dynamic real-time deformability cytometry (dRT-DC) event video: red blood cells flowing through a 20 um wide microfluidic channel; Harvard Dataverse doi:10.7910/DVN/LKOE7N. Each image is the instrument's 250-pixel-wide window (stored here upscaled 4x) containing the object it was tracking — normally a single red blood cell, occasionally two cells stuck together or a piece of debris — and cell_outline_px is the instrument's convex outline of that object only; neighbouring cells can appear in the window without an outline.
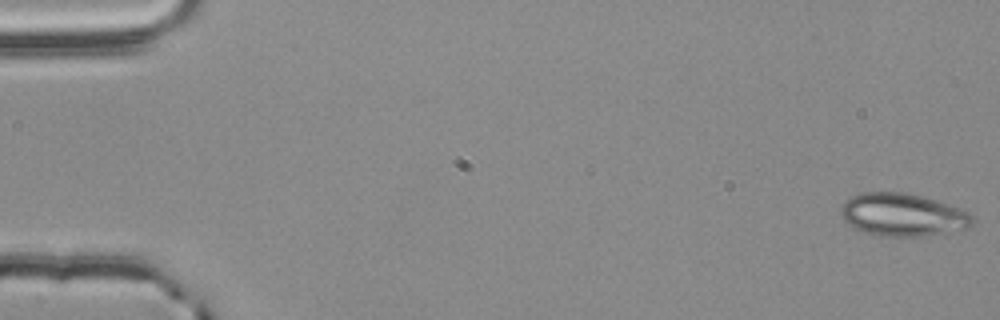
{"species": "common noctule bat (a hibernating species)", "species_latin": "Nyctalus noctula", "temperature_condition": "room temperature", "stored_images_in_passage": 56, "camera_frame_rate_fps": 3000, "um_per_image_px": 0.085, "animal": {"sex": "male", "body_mass_g": 20.4}, "frame": {"image": 1, "passage_image": 1, "time_ms": 0.0, "image_size_px": [1000, 320], "cell_outline_px": [[972, 224], [968, 228], [920, 236], [880, 236], [864, 232], [848, 224], [844, 220], [840, 212], [840, 204], [844, 200], [860, 192], [904, 192], [920, 196], [960, 208], [968, 212], [972, 216]], "centroid_in_image_um": [76.66, 18.24], "position_along_channel_um": 8.3, "area_um2": 32.6}}
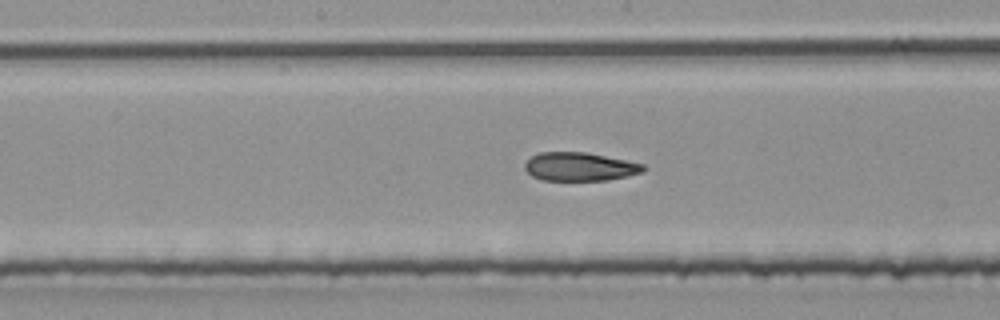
{"frame": {"image": 2, "passage_image": 29, "time_ms": 9.333, "image_size_px": [1000, 320], "cell_outline_px": [[644, 172], [608, 180], [540, 180], [532, 176], [524, 168], [524, 164], [532, 156], [540, 152], [588, 152], [644, 164]], "centroid_in_image_um": [49.27, 14.16], "position_along_channel_um": 198.9, "area_um2": 19.65}}
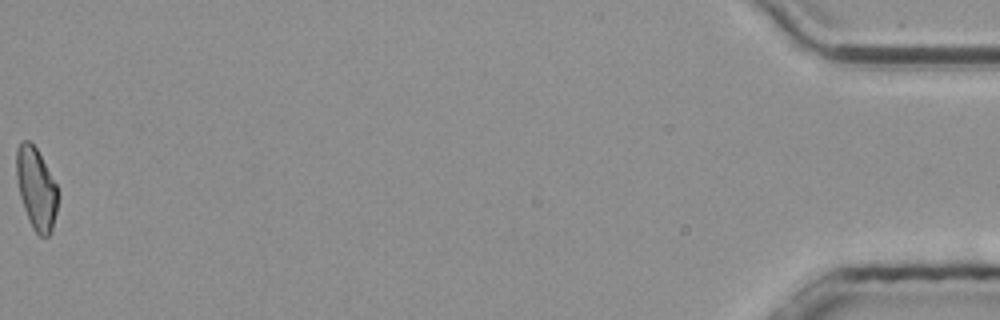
{"frame": {"image": 3, "passage_image": 56, "time_ms": 18.333, "image_size_px": [1000, 320], "cell_outline_px": [[60, 192], [56, 212], [52, 228], [48, 236], [40, 236], [32, 228], [28, 220], [20, 196], [16, 176], [16, 148], [20, 140], [28, 140], [36, 148], [56, 184]], "centroid_in_image_um": [3.08, 16.01], "position_along_channel_um": 432.1, "area_um2": 19.83}, "authors_computed_cell_mechanics": {"area_um2": 20.6057, "velocity_mm_per_s": 3.7776, "shape_relaxation_time_tau1_ms": 9.2661, "shape_relaxation_time_tau2_ms": 4.8347, "deformation_change_tau1": 0.2075, "deformation_change_tau2": 0.1033}}